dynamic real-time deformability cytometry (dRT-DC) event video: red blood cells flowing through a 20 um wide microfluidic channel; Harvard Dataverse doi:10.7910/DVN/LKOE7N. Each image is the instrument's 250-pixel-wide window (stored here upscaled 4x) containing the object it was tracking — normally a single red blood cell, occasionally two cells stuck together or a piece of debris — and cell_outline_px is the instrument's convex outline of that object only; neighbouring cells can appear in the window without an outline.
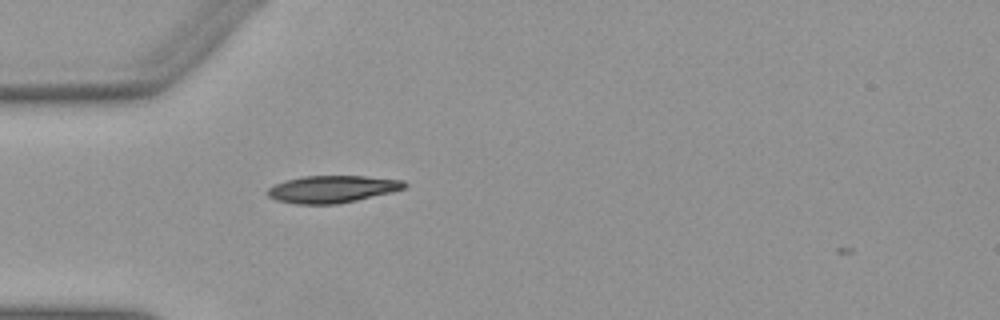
{"species": "Egyptian fruit bat (a non-hibernating species)", "species_latin": "Rousettus aegyptiacus", "temperature_condition": "warm", "stored_images_in_passage": 2, "camera_frame_rate_fps": 3000, "um_per_image_px": 0.085, "animal": {"sex": "female"}, "frame": {"image": 1, "passage_image": 1, "time_ms": 0.0, "image_size_px": [1000, 320], "cell_outline_px": [[408, 184], [404, 188], [392, 192], [356, 200], [336, 204], [296, 204], [276, 200], [268, 196], [264, 192], [268, 188], [284, 180], [304, 176], [364, 176], [404, 180]], "centroid_in_image_um": [28.21, 16.07], "position_along_channel_um": 56.8, "area_um2": 21.73}}